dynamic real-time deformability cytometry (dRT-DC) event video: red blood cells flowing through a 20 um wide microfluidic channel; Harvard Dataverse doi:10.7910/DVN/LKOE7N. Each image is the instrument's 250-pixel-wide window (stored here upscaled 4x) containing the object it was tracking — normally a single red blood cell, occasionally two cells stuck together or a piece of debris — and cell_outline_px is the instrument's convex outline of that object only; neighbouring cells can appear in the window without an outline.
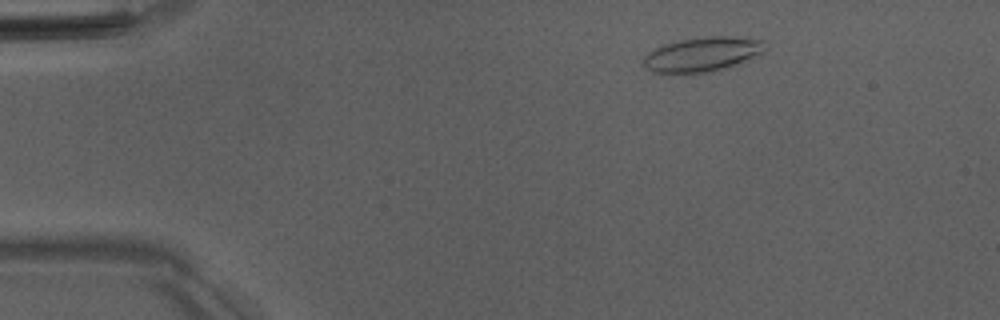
{"species": "Egyptian fruit bat (a non-hibernating species)", "species_latin": "Rousettus aegyptiacus", "temperature_condition": "room temperature", "stored_images_in_passage": 15, "camera_frame_rate_fps": 3000, "um_per_image_px": 0.085, "animal": {"sex": "male"}, "frame": {"image": 1, "passage_image": 7, "time_ms": 2.0, "image_size_px": [1000, 320], "cell_outline_px": [[768, 48], [764, 52], [752, 60], [740, 64], [708, 72], [660, 76], [652, 72], [644, 64], [644, 56], [648, 52], [664, 44], [680, 40], [708, 36], [728, 36], [764, 40]], "centroid_in_image_um": [59.72, 4.65], "position_along_channel_um": 25.3, "area_um2": 25.26}}